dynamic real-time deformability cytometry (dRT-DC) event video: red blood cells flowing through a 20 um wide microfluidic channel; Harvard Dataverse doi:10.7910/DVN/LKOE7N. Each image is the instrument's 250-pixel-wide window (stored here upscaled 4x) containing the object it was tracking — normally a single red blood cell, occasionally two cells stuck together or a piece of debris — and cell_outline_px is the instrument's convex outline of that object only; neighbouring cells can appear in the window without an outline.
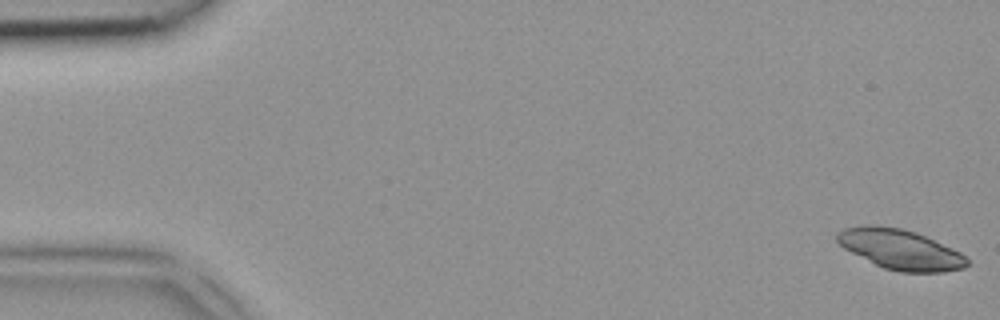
{"species": "common noctule bat (a hibernating species)", "species_latin": "Nyctalus noctula", "temperature_condition": "room temperature", "stored_images_in_passage": 7, "camera_frame_rate_fps": 3000, "um_per_image_px": 0.085, "animal": {"sex": "female", "body_mass_g": 18.4}, "frame": {"image": 1, "passage_image": 1, "time_ms": 0.0, "image_size_px": [1000, 320], "cell_outline_px": [[968, 264], [964, 268], [944, 272], [900, 272], [884, 268], [844, 248], [836, 240], [836, 236], [844, 228], [864, 224], [876, 224], [900, 228], [924, 236], [952, 248], [960, 252], [968, 260]], "centroid_in_image_um": [76.52, 21.19], "position_along_channel_um": 8.5, "area_um2": 29.94}}
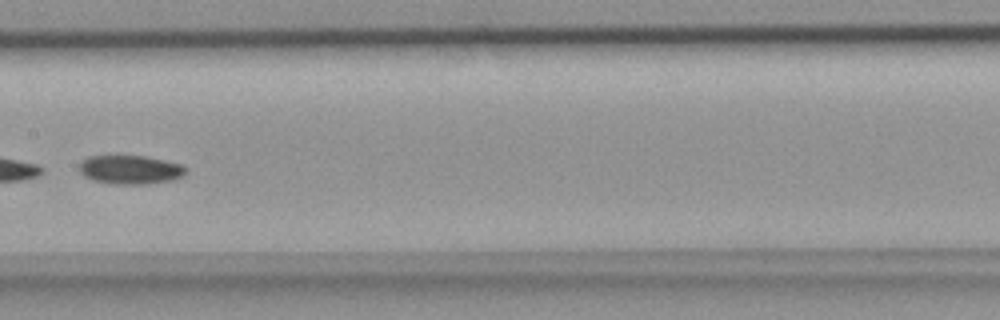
{"frame": {"image": 2, "passage_image": 7, "time_ms": 2.0, "image_size_px": [1000, 320], "cell_outline_px": [[188, 168], [176, 180], [148, 184], [112, 184], [92, 180], [84, 176], [80, 172], [80, 160], [88, 156], [148, 156], [180, 164]], "centroid_in_image_um": [11.06, 14.42], "position_along_channel_um": 196.3, "area_um2": 18.03}}